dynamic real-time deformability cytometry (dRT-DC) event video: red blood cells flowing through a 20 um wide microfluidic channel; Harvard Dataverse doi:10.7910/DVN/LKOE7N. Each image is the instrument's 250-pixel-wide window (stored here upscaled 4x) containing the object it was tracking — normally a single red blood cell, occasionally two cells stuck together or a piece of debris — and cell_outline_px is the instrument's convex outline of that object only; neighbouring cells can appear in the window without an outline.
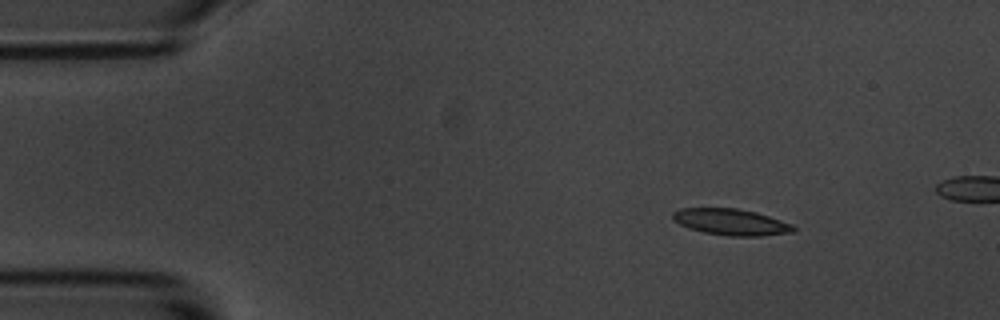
{"species": "common noctule bat (a hibernating species)", "species_latin": "Nyctalus noctula", "temperature_condition": "room temperature", "stored_images_in_passage": 4, "camera_frame_rate_fps": 3000, "um_per_image_px": 0.085, "animal": {"sex": "male", "body_mass_g": 20.1, "forearm_length_mm": 53.5}, "frame": {"image": 1, "passage_image": 1, "time_ms": 0.0, "image_size_px": [1000, 320], "cell_outline_px": [[796, 232], [760, 236], [728, 236], [704, 232], [688, 228], [672, 220], [672, 212], [680, 208], [736, 208], [756, 212], [792, 224], [796, 228]], "centroid_in_image_um": [62.13, 18.87], "position_along_channel_um": 22.9, "area_um2": 18.61}}